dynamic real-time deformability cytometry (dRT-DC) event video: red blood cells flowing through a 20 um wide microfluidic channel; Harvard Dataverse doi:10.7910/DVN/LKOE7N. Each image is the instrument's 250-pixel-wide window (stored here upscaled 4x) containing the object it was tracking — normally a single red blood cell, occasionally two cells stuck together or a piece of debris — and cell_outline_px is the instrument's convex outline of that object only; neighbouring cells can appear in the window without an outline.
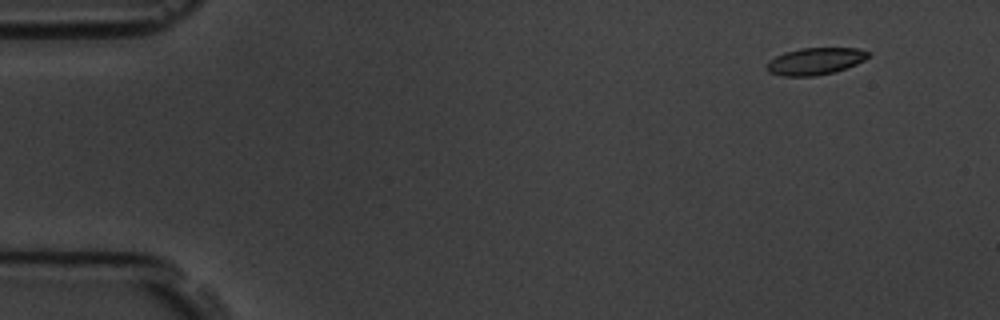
{"species": "common noctule bat (a hibernating species)", "species_latin": "Nyctalus noctula", "temperature_condition": "room temperature", "stored_images_in_passage": 4, "camera_frame_rate_fps": 3000, "um_per_image_px": 0.085, "animal": {"sex": "male", "body_mass_g": 19.5, "forearm_length_mm": 54.6}, "frame": {"image": 1, "passage_image": 1, "time_ms": 0.0, "image_size_px": [1000, 320], "cell_outline_px": [[868, 56], [864, 60], [856, 64], [836, 72], [816, 76], [780, 76], [768, 72], [764, 68], [764, 64], [768, 60], [784, 52], [800, 48], [856, 48], [868, 52]], "centroid_in_image_um": [69.2, 5.22], "position_along_channel_um": 15.8, "area_um2": 16.18}}
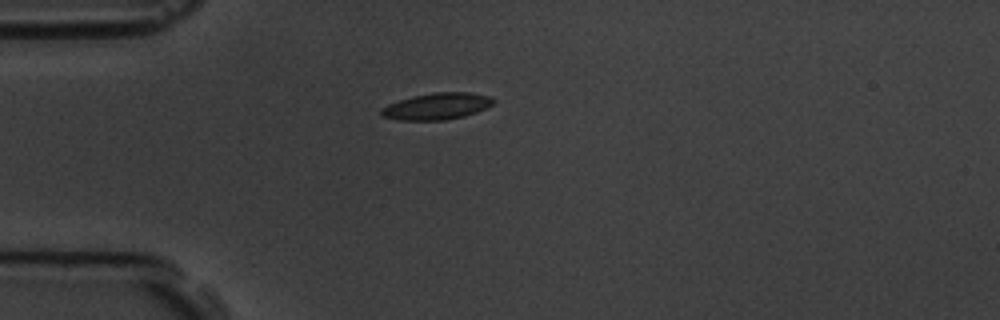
{"frame": {"image": 2, "passage_image": 4, "time_ms": 3.333, "image_size_px": [1000, 320], "cell_outline_px": [[496, 100], [492, 104], [476, 112], [464, 116], [444, 120], [400, 120], [380, 116], [380, 108], [388, 104], [412, 96], [432, 92], [468, 92], [492, 96]], "centroid_in_image_um": [37.12, 9.02], "position_along_channel_um": 47.9, "area_um2": 17.46}}